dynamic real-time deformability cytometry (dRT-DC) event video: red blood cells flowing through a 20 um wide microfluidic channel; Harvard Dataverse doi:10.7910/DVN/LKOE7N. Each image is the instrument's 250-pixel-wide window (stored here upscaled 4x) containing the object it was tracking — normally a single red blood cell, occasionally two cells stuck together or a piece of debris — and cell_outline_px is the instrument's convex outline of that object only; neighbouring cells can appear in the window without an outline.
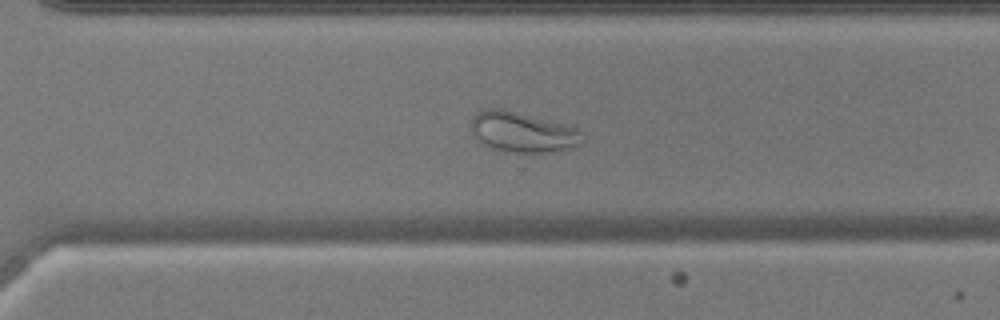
{"species": "common noctule bat (a hibernating species)", "species_latin": "Nyctalus noctula", "temperature_condition": "warm", "stored_images_in_passage": 53, "camera_frame_rate_fps": 3000, "um_per_image_px": 0.085, "animal": {"sex": "male", "body_mass_g": 17.9, "forearm_length_mm": 54.2}, "frame": {"image": 1, "passage_image": 38, "time_ms": 12.333, "image_size_px": [1000, 320], "cell_outline_px": [[584, 140], [576, 148], [552, 152], [516, 152], [492, 148], [484, 144], [472, 132], [472, 120], [476, 112], [484, 108], [500, 108], [564, 124], [576, 128], [584, 136]], "centroid_in_image_um": [44.46, 11.23], "position_along_channel_um": 326.1, "area_um2": 25.89}}